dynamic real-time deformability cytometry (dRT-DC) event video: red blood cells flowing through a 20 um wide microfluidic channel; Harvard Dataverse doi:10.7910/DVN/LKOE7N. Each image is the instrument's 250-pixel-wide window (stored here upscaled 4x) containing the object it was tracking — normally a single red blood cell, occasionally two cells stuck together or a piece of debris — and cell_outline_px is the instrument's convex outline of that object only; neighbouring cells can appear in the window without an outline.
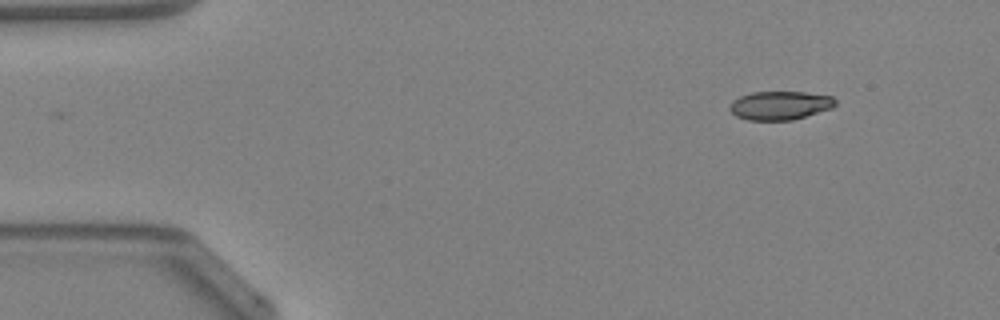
{"species": "Egyptian fruit bat (a non-hibernating species)", "species_latin": "Rousettus aegyptiacus", "temperature_condition": "warm", "stored_images_in_passage": 43, "camera_frame_rate_fps": 3000, "um_per_image_px": 0.085, "animal": {"sex": "female"}, "frame": {"image": 1, "passage_image": 1, "time_ms": 0.0, "image_size_px": [1000, 320], "cell_outline_px": [[836, 104], [832, 108], [792, 120], [748, 120], [736, 116], [728, 108], [732, 100], [740, 96], [752, 92], [804, 92], [832, 96], [836, 100]], "centroid_in_image_um": [66.28, 8.96], "position_along_channel_um": 18.7, "area_um2": 17.63}}
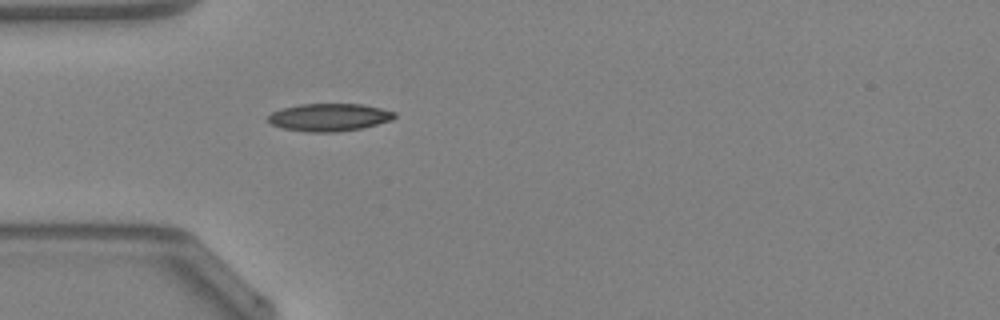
{"frame": {"image": 2, "passage_image": 10, "time_ms": 3.0, "image_size_px": [1000, 320], "cell_outline_px": [[396, 116], [392, 120], [360, 128], [336, 132], [308, 132], [284, 128], [272, 124], [268, 120], [268, 116], [272, 112], [280, 108], [300, 104], [364, 104], [396, 112]], "centroid_in_image_um": [27.98, 9.96], "position_along_channel_um": 57.0, "area_um2": 20.29}}
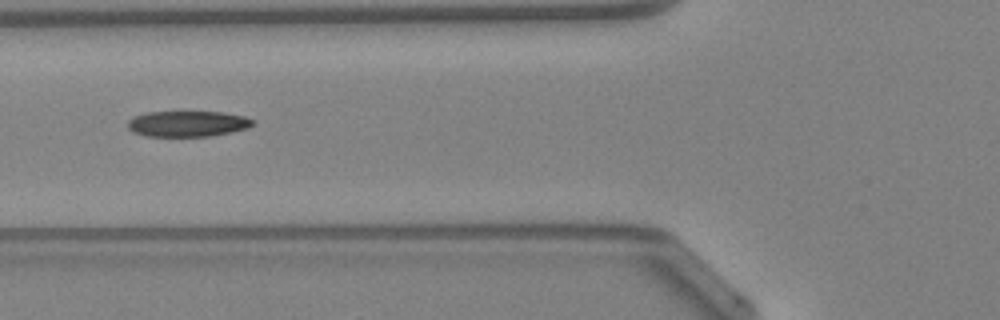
{"frame": {"image": 3, "passage_image": 14, "time_ms": 4.333, "image_size_px": [1000, 320], "cell_outline_px": [[256, 124], [248, 128], [232, 132], [212, 136], [144, 136], [132, 132], [128, 128], [128, 120], [132, 116], [148, 112], [224, 112], [244, 116], [256, 120]], "centroid_in_image_um": [15.97, 10.52], "position_along_channel_um": 109.8, "area_um2": 19.07}, "authors_computed_cell_mechanics": {"area_um2": 19.0162, "velocity_mm_per_s": 4.2954, "shape_relaxation_time_tau1_ms": 4.4177, "shape_relaxation_time_tau2_ms": null, "deformation_change_tau1": 0.1461, "deformation_change_tau2": null}}